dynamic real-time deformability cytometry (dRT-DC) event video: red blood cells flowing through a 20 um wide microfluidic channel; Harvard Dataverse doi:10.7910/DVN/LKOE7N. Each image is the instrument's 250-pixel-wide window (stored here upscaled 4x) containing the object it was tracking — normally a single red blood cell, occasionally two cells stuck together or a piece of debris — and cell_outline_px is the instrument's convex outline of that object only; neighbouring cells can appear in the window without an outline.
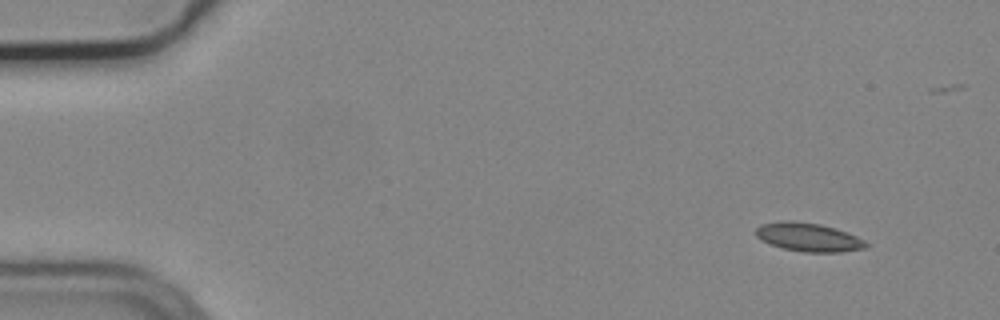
{"species": "common noctule bat (a hibernating species)", "species_latin": "Nyctalus noctula", "temperature_condition": "cold", "stored_images_in_passage": 5, "camera_frame_rate_fps": 3000, "um_per_image_px": 0.085, "animal": {"sex": "male", "body_mass_g": 19.2, "forearm_length_mm": 51.8}, "frame": {"image": 1, "passage_image": 1, "time_ms": 0.0, "image_size_px": [1000, 320], "cell_outline_px": [[868, 248], [840, 252], [804, 252], [784, 248], [772, 244], [756, 236], [756, 228], [760, 224], [780, 220], [788, 220], [820, 224], [836, 228], [856, 236], [864, 240], [868, 244]], "centroid_in_image_um": [68.74, 20.15], "position_along_channel_um": 16.3, "area_um2": 18.26}}
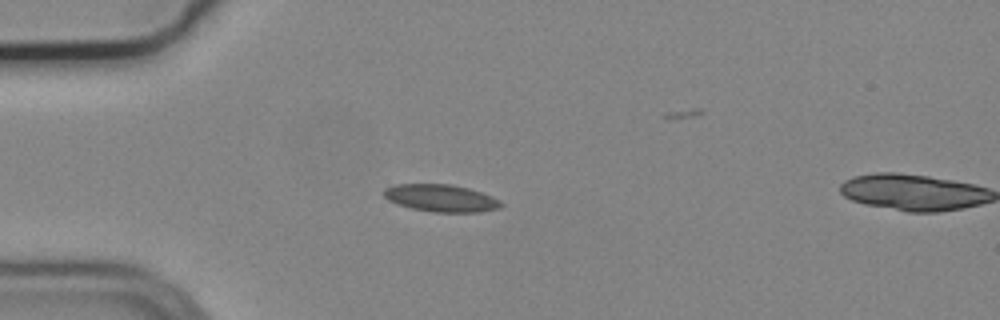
{"frame": {"image": 2, "passage_image": 4, "time_ms": 1.0, "image_size_px": [1000, 320], "cell_outline_px": [[504, 204], [500, 208], [480, 212], [432, 212], [412, 208], [396, 204], [388, 200], [384, 196], [384, 188], [396, 184], [452, 184], [468, 188], [492, 196], [500, 200]], "centroid_in_image_um": [37.49, 16.84], "position_along_channel_um": 47.5, "area_um2": 18.73}}